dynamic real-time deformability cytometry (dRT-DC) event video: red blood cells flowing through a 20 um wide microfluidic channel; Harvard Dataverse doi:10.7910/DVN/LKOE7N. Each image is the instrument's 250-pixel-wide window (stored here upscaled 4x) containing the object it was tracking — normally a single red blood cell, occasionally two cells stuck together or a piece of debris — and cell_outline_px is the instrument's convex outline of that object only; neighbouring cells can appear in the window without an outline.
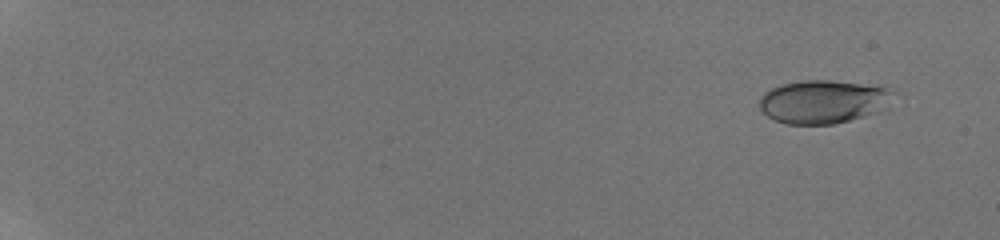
{"species": "human", "species_latin": "Homo sapiens", "temperature_condition": "room temperature", "stored_images_in_passage": 57, "camera_frame_rate_fps": 3000, "um_per_image_px": 0.085, "donor": {"sex": "male"}, "frame": {"image": 1, "passage_image": 5, "time_ms": 1.333, "image_size_px": [1000, 240], "cell_outline_px": [[884, 92], [872, 112], [864, 116], [832, 124], [788, 124], [776, 120], [768, 116], [760, 108], [760, 96], [764, 92], [780, 84], [800, 80], [832, 80], [860, 84], [884, 88]], "centroid_in_image_um": [69.65, 8.64], "position_along_channel_um": 15.3, "area_um2": 31.73}}
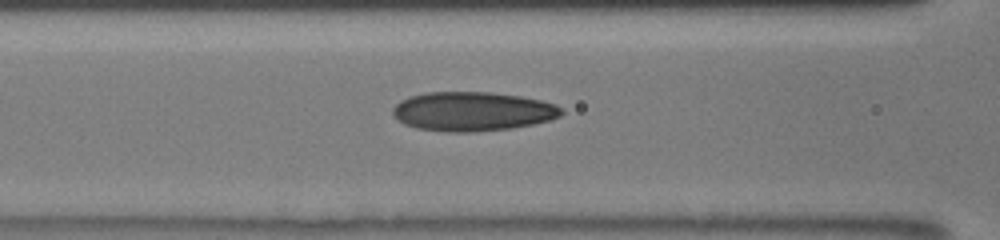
{"frame": {"image": 2, "passage_image": 29, "time_ms": 9.333, "image_size_px": [1000, 240], "cell_outline_px": [[564, 112], [560, 116], [548, 120], [532, 124], [512, 128], [472, 132], [448, 132], [416, 128], [404, 124], [392, 112], [392, 108], [400, 100], [412, 96], [428, 92], [488, 92], [520, 96], [540, 100], [556, 104]], "centroid_in_image_um": [40.16, 9.47], "position_along_channel_um": 126.4, "area_um2": 38.32}}
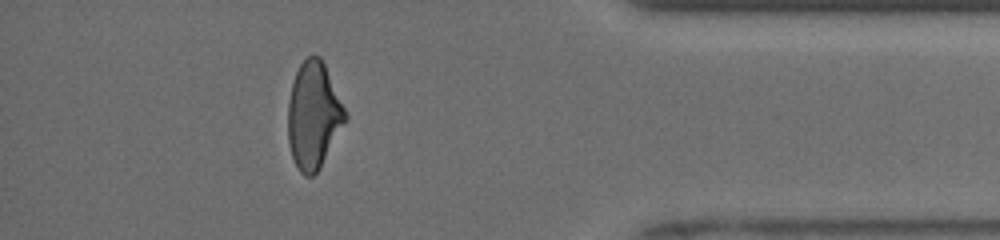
{"frame": {"image": 3, "passage_image": 52, "time_ms": 17.0, "image_size_px": [1000, 240], "cell_outline_px": [[348, 116], [320, 168], [312, 176], [304, 176], [300, 172], [292, 156], [288, 140], [288, 100], [292, 84], [296, 72], [300, 64], [308, 56], [320, 56], [348, 112]], "centroid_in_image_um": [26.65, 9.8], "position_along_channel_um": 408.5, "area_um2": 35.43}, "authors_computed_cell_mechanics": {"area_um2": 35.6626, "velocity_mm_per_s": 3.9906, "shape_relaxation_time_tau1_ms": 8.4923, "shape_relaxation_time_tau2_ms": 1.2444, "deformation_change_tau1": 0.2426, "deformation_change_tau2": 0.0785}}